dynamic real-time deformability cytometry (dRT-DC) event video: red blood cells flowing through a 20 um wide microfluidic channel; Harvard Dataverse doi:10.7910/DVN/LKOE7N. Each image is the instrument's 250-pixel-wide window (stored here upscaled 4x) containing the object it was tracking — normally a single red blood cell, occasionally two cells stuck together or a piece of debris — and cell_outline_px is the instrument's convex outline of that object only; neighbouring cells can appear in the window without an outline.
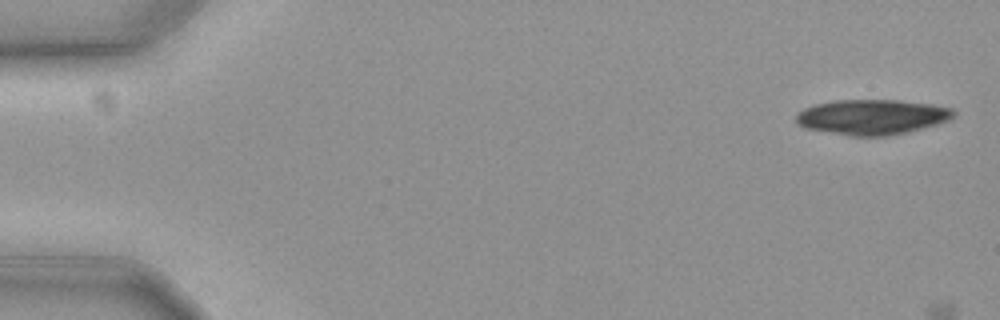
{"species": "common noctule bat (a hibernating species)", "species_latin": "Nyctalus noctula", "temperature_condition": "cold", "stored_images_in_passage": 5, "camera_frame_rate_fps": 3000, "um_per_image_px": 0.085, "animal": {"sex": "female", "body_mass_g": 19.3, "forearm_length_mm": 54.1}, "frame": {"image": 1, "passage_image": 1, "time_ms": 0.0, "image_size_px": [1000, 320], "cell_outline_px": [[956, 116], [948, 120], [936, 124], [908, 132], [888, 136], [848, 136], [804, 128], [796, 124], [796, 116], [804, 108], [816, 104], [836, 100], [896, 100], [932, 104], [952, 108], [956, 112]], "centroid_in_image_um": [74.12, 9.95], "position_along_channel_um": 10.9, "area_um2": 32.43}}